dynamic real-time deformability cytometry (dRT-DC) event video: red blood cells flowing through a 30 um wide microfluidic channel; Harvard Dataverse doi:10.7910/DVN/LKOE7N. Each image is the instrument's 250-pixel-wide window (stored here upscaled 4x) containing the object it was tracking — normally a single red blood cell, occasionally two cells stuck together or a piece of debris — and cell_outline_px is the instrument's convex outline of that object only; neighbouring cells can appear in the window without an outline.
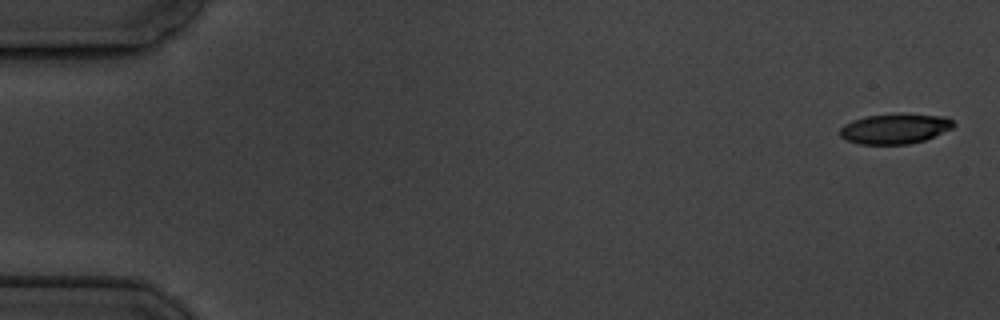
{"species": "common noctule bat (a hibernating species)", "species_latin": "Nyctalus noctula", "temperature_condition": "cold", "stored_images_in_passage": 5, "camera_frame_rate_fps": 3000, "um_per_image_px": 0.085, "animal": {"sex": "male", "body_mass_g": 19.5, "forearm_length_mm": 54.6}, "frame": {"image": 1, "passage_image": 1, "time_ms": 0.0, "image_size_px": [1000, 320], "cell_outline_px": [[956, 124], [952, 128], [924, 140], [908, 144], [860, 144], [848, 140], [840, 136], [840, 128], [844, 124], [852, 120], [864, 116], [944, 116], [952, 120]], "centroid_in_image_um": [76.03, 10.98], "position_along_channel_um": 9.0, "area_um2": 19.07}}
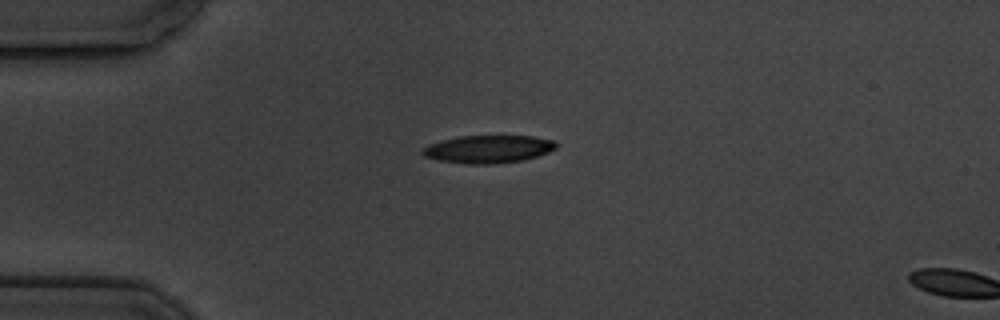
{"frame": {"image": 2, "passage_image": 4, "time_ms": 4.333, "image_size_px": [1000, 320], "cell_outline_px": [[556, 148], [548, 152], [524, 160], [488, 164], [468, 164], [440, 160], [424, 156], [420, 152], [420, 148], [428, 144], [440, 140], [460, 136], [532, 136], [556, 140]], "centroid_in_image_um": [41.47, 12.66], "position_along_channel_um": 43.5, "area_um2": 21.68}}